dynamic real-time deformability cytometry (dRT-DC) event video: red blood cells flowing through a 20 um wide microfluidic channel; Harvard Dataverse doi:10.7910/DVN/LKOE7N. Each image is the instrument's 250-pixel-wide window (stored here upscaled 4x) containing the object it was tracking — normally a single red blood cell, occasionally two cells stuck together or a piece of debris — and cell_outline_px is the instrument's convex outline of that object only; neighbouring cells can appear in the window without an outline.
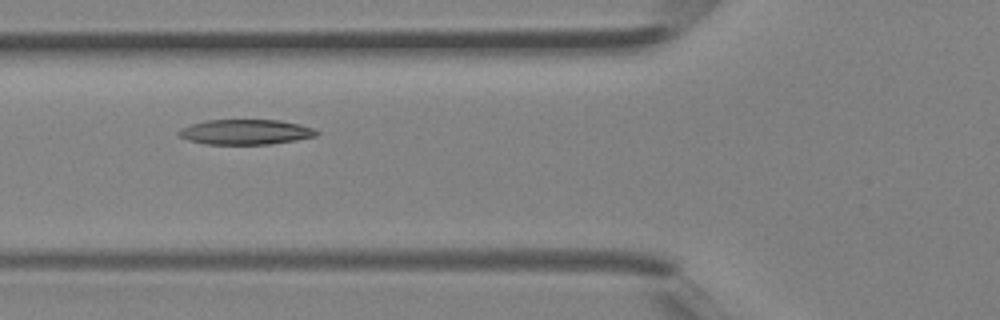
{"species": "Egyptian fruit bat (a non-hibernating species)", "species_latin": "Rousettus aegyptiacus", "temperature_condition": "room temperature", "stored_images_in_passage": 5, "camera_frame_rate_fps": 3000, "um_per_image_px": 0.085, "animal": {"sex": "female"}, "frame": {"image": 1, "passage_image": 4, "time_ms": 1.0, "image_size_px": [1000, 320], "cell_outline_px": [[320, 132], [316, 136], [296, 140], [268, 144], [204, 144], [188, 140], [180, 136], [176, 132], [180, 128], [192, 124], [208, 120], [280, 120], [300, 124], [312, 128]], "centroid_in_image_um": [20.87, 11.22], "position_along_channel_um": 104.9, "area_um2": 20.11}}
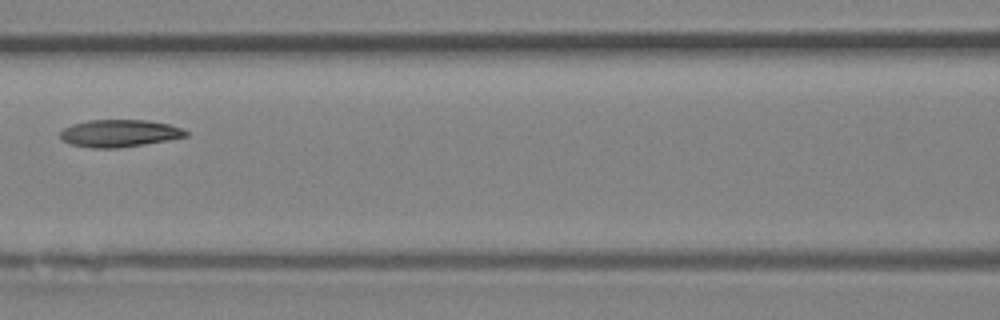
{"frame": {"image": 2, "passage_image": 5, "time_ms": 1.333, "image_size_px": [1000, 320], "cell_outline_px": [[188, 136], [168, 140], [144, 144], [116, 148], [92, 148], [72, 144], [64, 140], [60, 136], [60, 132], [64, 128], [72, 124], [88, 120], [148, 120], [168, 124], [180, 128], [188, 132]], "centroid_in_image_um": [10.15, 11.32], "position_along_channel_um": 156.5, "area_um2": 19.83}}